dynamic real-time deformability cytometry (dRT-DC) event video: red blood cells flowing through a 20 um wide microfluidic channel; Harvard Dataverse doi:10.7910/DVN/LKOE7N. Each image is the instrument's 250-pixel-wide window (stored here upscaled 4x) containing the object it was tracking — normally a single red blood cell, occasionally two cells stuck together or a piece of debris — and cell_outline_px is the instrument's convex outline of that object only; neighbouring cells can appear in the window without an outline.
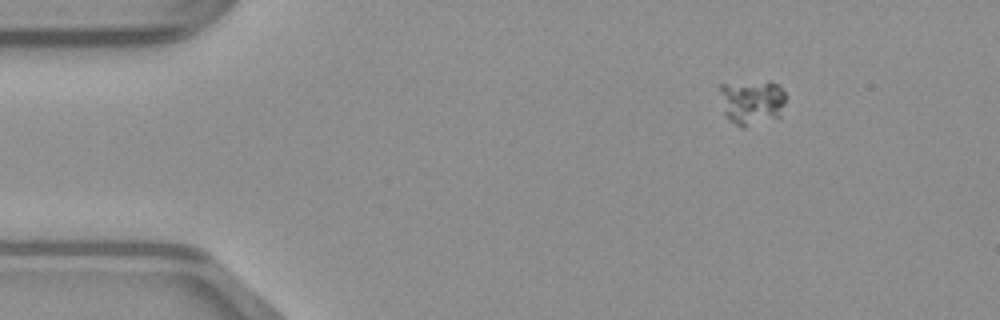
{"species": "common noctule bat (a hibernating species)", "species_latin": "Nyctalus noctula", "temperature_condition": "warm", "stored_images_in_passage": 46, "camera_frame_rate_fps": 3000, "um_per_image_px": 0.085, "animal": {"sex": "male", "body_mass_g": 23.1, "forearm_length_mm": 52.7}, "frame": {"image": 1, "passage_image": 3, "time_ms": 0.667, "image_size_px": [1000, 320], "cell_outline_px": [[784, 104], [780, 120], [744, 128], [740, 128], [728, 120], [724, 112], [720, 88], [720, 84], [776, 84], [784, 92]], "centroid_in_image_um": [63.94, 8.81], "position_along_channel_um": 21.1, "area_um2": 17.11}}
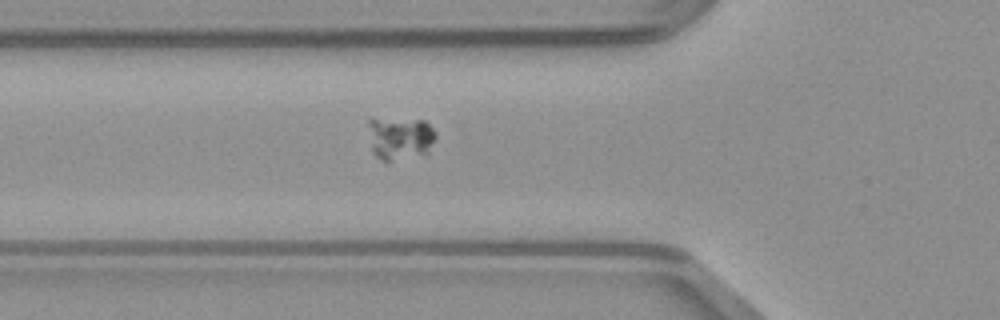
{"frame": {"image": 2, "passage_image": 14, "time_ms": 4.333, "image_size_px": [1000, 320], "cell_outline_px": [[436, 136], [428, 156], [388, 164], [380, 160], [372, 152], [368, 124], [368, 120], [372, 116], [424, 120], [432, 128]], "centroid_in_image_um": [34.0, 11.79], "position_along_channel_um": 91.8, "area_um2": 18.32}}
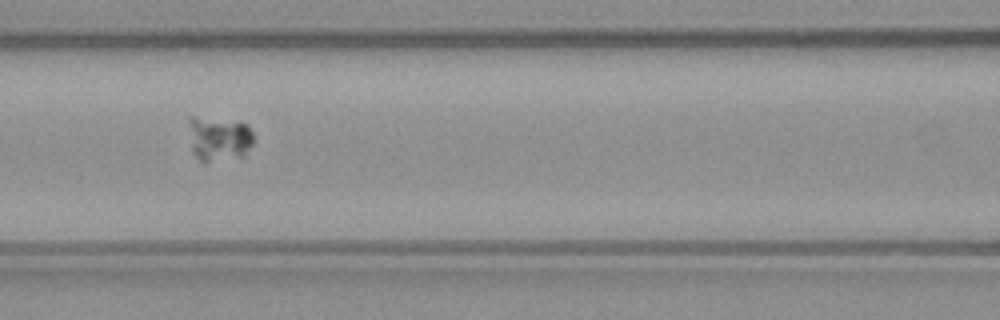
{"frame": {"image": 3, "passage_image": 18, "time_ms": 5.667, "image_size_px": [1000, 320], "cell_outline_px": [[252, 144], [244, 156], [208, 160], [200, 160], [192, 152], [188, 120], [192, 116], [248, 124], [252, 132]], "centroid_in_image_um": [18.6, 11.77], "position_along_channel_um": 148.0, "area_um2": 16.3}}